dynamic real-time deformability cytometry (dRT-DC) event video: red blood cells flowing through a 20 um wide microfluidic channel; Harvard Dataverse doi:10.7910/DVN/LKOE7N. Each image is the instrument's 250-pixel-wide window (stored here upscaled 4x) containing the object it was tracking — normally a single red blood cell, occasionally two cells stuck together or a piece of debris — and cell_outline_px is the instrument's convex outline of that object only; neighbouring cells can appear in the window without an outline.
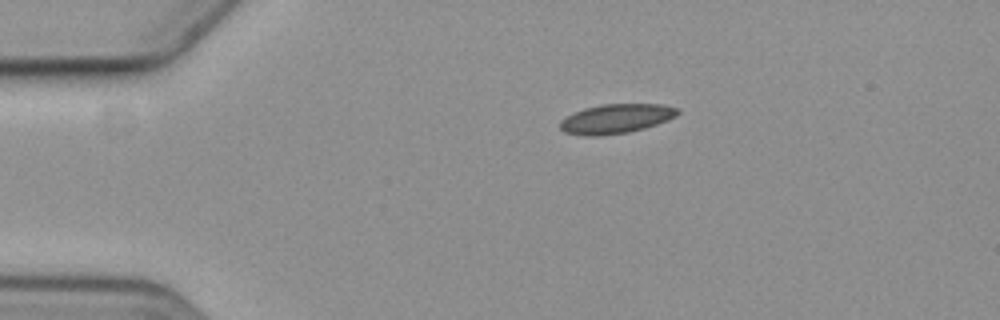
{"species": "common noctule bat (a hibernating species)", "species_latin": "Nyctalus noctula", "temperature_condition": "cold", "stored_images_in_passage": 4, "camera_frame_rate_fps": 3000, "um_per_image_px": 0.085, "animal": {"sex": "female", "body_mass_g": 19.3, "forearm_length_mm": 54.1}, "frame": {"image": 1, "passage_image": 1, "time_ms": 0.0, "image_size_px": [1000, 320], "cell_outline_px": [[680, 112], [676, 116], [668, 120], [644, 128], [628, 132], [600, 136], [584, 136], [564, 132], [560, 128], [560, 120], [584, 108], [600, 104], [660, 104], [676, 108]], "centroid_in_image_um": [52.35, 10.09], "position_along_channel_um": 32.7, "area_um2": 20.06}}
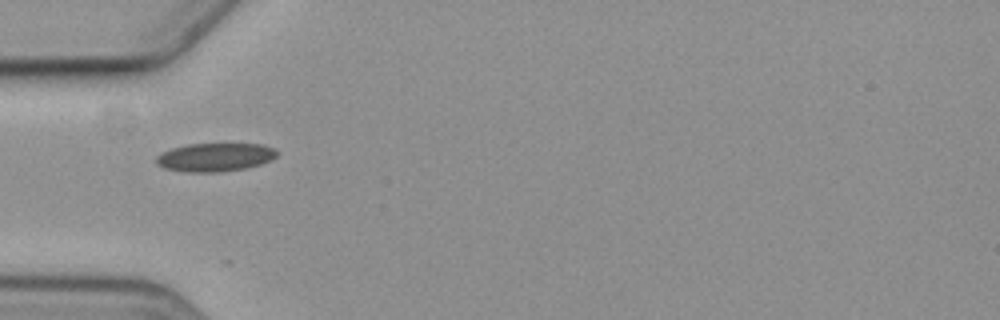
{"frame": {"image": 2, "passage_image": 3, "time_ms": 2.333, "image_size_px": [1000, 320], "cell_outline_px": [[280, 152], [272, 160], [260, 164], [244, 168], [216, 172], [188, 172], [164, 168], [156, 164], [156, 156], [160, 152], [172, 148], [188, 144], [264, 144], [276, 148]], "centroid_in_image_um": [18.29, 13.35], "position_along_channel_um": 66.7, "area_um2": 20.11}}